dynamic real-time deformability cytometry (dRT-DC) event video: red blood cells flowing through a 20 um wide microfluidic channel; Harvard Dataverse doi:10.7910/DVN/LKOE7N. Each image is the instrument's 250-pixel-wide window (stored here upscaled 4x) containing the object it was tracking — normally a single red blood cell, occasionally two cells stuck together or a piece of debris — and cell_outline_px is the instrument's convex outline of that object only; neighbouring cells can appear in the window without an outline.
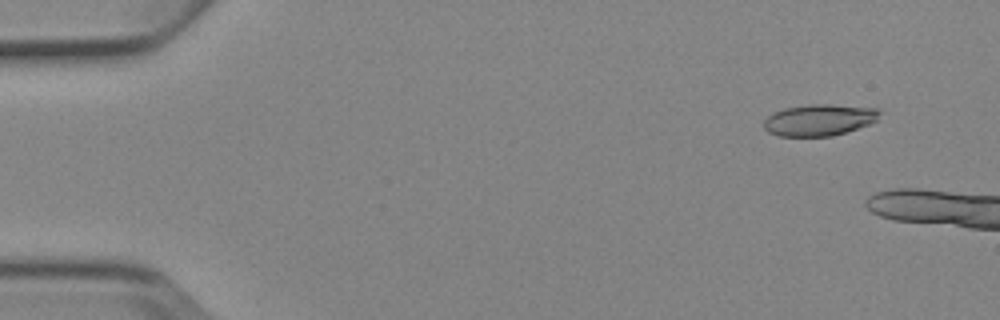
{"species": "Egyptian fruit bat (a non-hibernating species)", "species_latin": "Rousettus aegyptiacus", "temperature_condition": "cold", "stored_images_in_passage": 5, "camera_frame_rate_fps": 3000, "um_per_image_px": 0.085, "animal": {"sex": "female"}, "frame": {"image": 1, "passage_image": 2, "time_ms": 1.0, "image_size_px": [1000, 320], "cell_outline_px": [[880, 112], [876, 120], [868, 124], [848, 132], [832, 136], [776, 136], [768, 132], [764, 128], [764, 120], [772, 112], [784, 108], [808, 104], [832, 104], [880, 108]], "centroid_in_image_um": [69.62, 10.19], "position_along_channel_um": 15.4, "area_um2": 21.5}}